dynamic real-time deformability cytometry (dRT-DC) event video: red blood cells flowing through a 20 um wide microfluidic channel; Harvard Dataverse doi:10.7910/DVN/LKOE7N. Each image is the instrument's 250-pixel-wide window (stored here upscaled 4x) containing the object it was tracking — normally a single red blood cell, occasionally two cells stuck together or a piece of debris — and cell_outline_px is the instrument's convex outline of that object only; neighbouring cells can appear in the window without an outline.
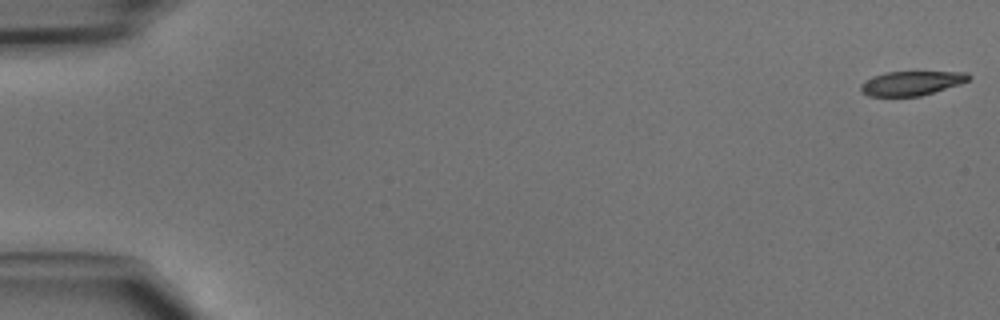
{"species": "common noctule bat (a hibernating species)", "species_latin": "Nyctalus noctula", "temperature_condition": "cold", "stored_images_in_passage": 47, "camera_frame_rate_fps": 3000, "um_per_image_px": 0.085, "animal": {"sex": "male", "body_mass_g": 15.6}, "frame": {"image": 1, "passage_image": 1, "time_ms": 0.0, "image_size_px": [1000, 320], "cell_outline_px": [[972, 76], [968, 80], [960, 84], [920, 96], [868, 96], [860, 88], [860, 84], [864, 80], [872, 76], [884, 72], [968, 72]], "centroid_in_image_um": [77.46, 7.06], "position_along_channel_um": 7.5, "area_um2": 15.26}}
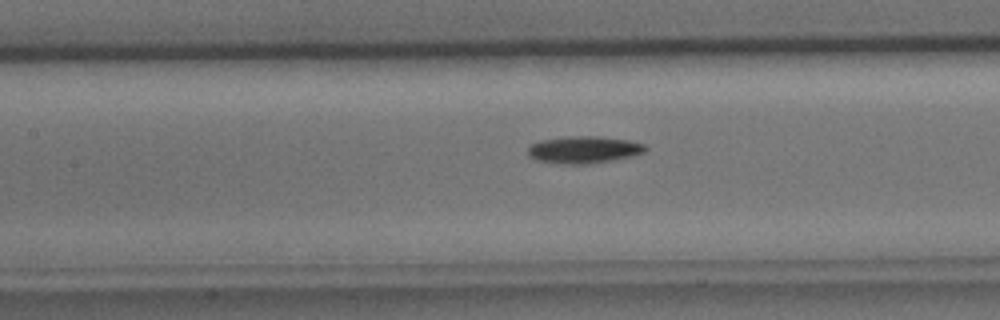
{"frame": {"image": 2, "passage_image": 22, "time_ms": 7.0, "image_size_px": [1000, 320], "cell_outline_px": [[648, 148], [644, 152], [632, 156], [612, 160], [588, 164], [560, 164], [536, 160], [528, 156], [528, 148], [532, 144], [540, 140], [568, 136], [600, 136], [628, 140], [644, 144]], "centroid_in_image_um": [49.61, 12.72], "position_along_channel_um": 157.8, "area_um2": 18.67}}
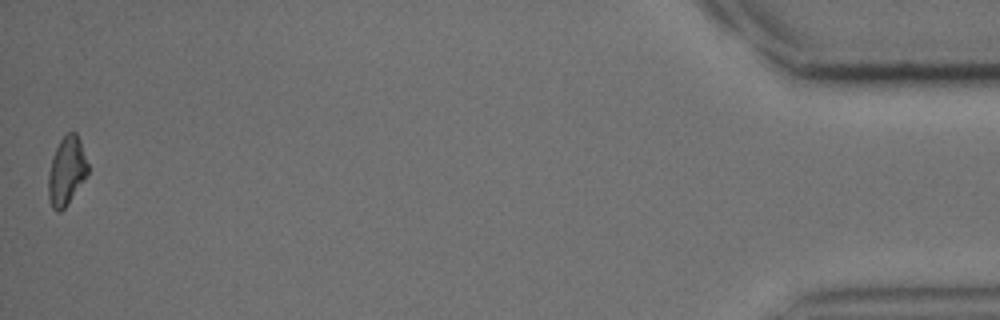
{"frame": {"image": 3, "passage_image": 47, "time_ms": 15.333, "image_size_px": [1000, 320], "cell_outline_px": [[88, 172], [84, 180], [68, 204], [60, 212], [56, 212], [52, 208], [48, 200], [48, 172], [52, 156], [60, 140], [68, 132], [76, 132], [80, 140], [88, 164]], "centroid_in_image_um": [5.64, 14.56], "position_along_channel_um": 429.6, "area_um2": 15.9}}